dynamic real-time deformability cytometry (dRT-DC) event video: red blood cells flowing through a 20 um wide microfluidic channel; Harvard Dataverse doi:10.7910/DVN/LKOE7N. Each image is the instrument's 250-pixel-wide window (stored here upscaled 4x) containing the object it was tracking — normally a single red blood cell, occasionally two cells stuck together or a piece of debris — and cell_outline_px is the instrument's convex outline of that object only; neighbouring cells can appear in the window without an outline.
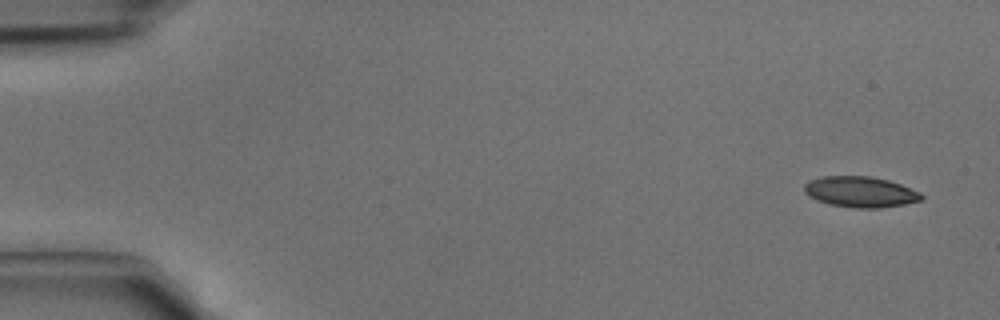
{"species": "common noctule bat (a hibernating species)", "species_latin": "Nyctalus noctula", "temperature_condition": "cold", "stored_images_in_passage": 42, "camera_frame_rate_fps": 3000, "um_per_image_px": 0.085, "animal": {"sex": "male", "body_mass_g": 15.6}, "frame": {"image": 1, "passage_image": 1, "time_ms": 0.0, "image_size_px": [1000, 320], "cell_outline_px": [[924, 196], [920, 200], [904, 204], [880, 208], [856, 208], [828, 204], [816, 200], [808, 196], [804, 192], [804, 184], [808, 180], [824, 176], [872, 176], [888, 180], [900, 184], [920, 192]], "centroid_in_image_um": [73.1, 16.31], "position_along_channel_um": 11.9, "area_um2": 21.1}}
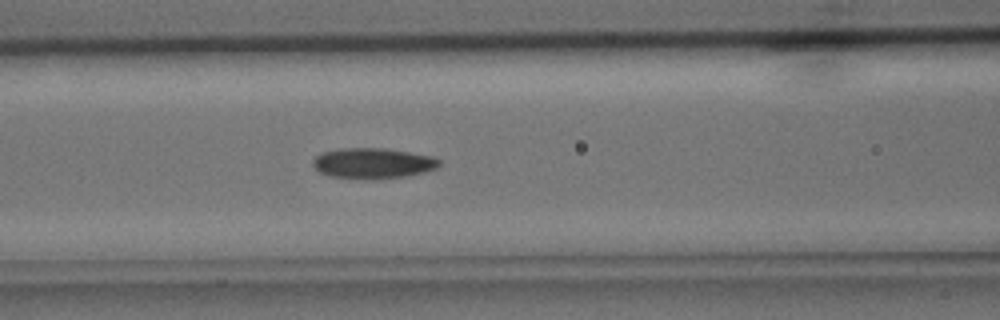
{"frame": {"image": 2, "passage_image": 17, "time_ms": 5.333, "image_size_px": [1000, 320], "cell_outline_px": [[440, 164], [436, 168], [424, 172], [404, 176], [364, 180], [332, 176], [320, 172], [312, 164], [312, 160], [320, 152], [340, 148], [388, 148], [432, 156], [440, 160]], "centroid_in_image_um": [31.67, 13.86], "position_along_channel_um": 134.9, "area_um2": 22.6}}
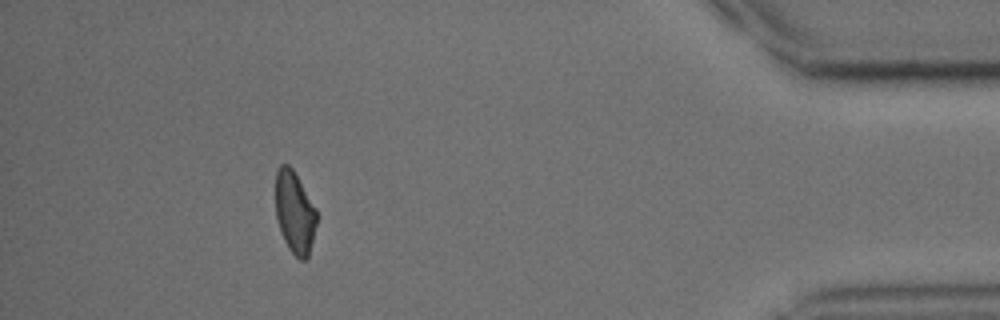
{"frame": {"image": 3, "passage_image": 38, "time_ms": 12.333, "image_size_px": [1000, 320], "cell_outline_px": [[316, 224], [308, 256], [304, 260], [300, 260], [288, 248], [284, 240], [276, 220], [276, 172], [280, 164], [288, 164], [292, 168], [316, 208]], "centroid_in_image_um": [25.03, 18.04], "position_along_channel_um": 410.2, "area_um2": 19.48}}